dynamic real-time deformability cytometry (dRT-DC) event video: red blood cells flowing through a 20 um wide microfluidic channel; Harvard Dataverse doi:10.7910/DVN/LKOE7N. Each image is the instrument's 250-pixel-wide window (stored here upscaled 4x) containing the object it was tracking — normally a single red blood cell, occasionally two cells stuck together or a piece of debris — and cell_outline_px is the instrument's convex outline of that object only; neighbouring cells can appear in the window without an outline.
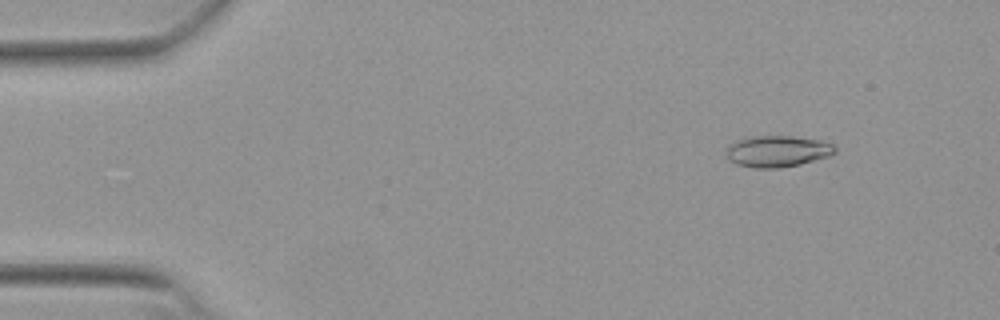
{"species": "Egyptian fruit bat (a non-hibernating species)", "species_latin": "Rousettus aegyptiacus", "temperature_condition": "warm", "stored_images_in_passage": 51, "camera_frame_rate_fps": 3000, "um_per_image_px": 0.085, "animal": {"sex": "female"}, "frame": {"image": 1, "passage_image": 6, "time_ms": 1.667, "image_size_px": [1000, 320], "cell_outline_px": [[836, 152], [828, 156], [800, 164], [776, 168], [756, 168], [736, 164], [728, 160], [724, 152], [736, 140], [752, 136], [792, 136], [820, 140], [832, 144], [836, 148]], "centroid_in_image_um": [66.05, 12.86], "position_along_channel_um": 18.9, "area_um2": 19.83}}
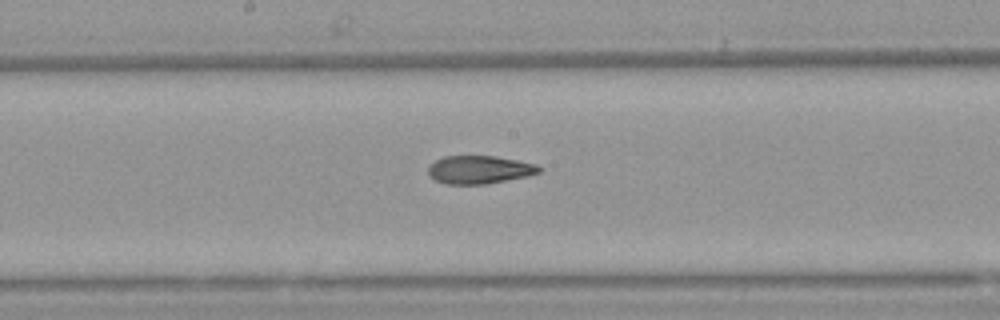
{"frame": {"image": 2, "passage_image": 28, "time_ms": 9.0, "image_size_px": [1000, 320], "cell_outline_px": [[540, 172], [528, 176], [488, 184], [444, 184], [436, 180], [428, 172], [428, 164], [444, 156], [496, 156], [536, 164], [540, 168]], "centroid_in_image_um": [40.74, 14.42], "position_along_channel_um": 207.5, "area_um2": 18.15}}
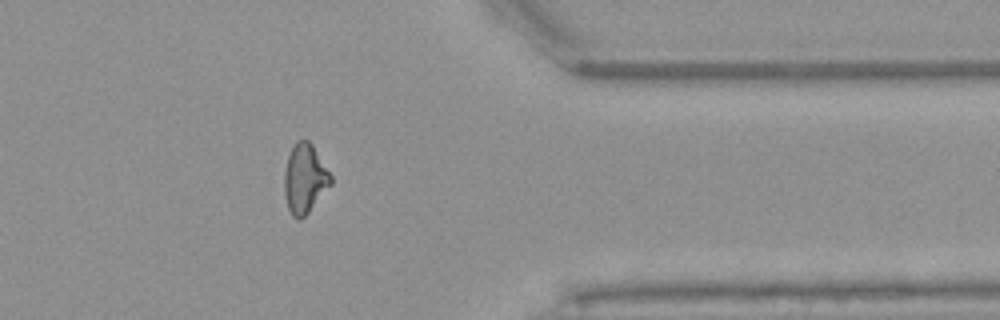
{"frame": {"image": 3, "passage_image": 43, "time_ms": 14.0, "image_size_px": [1000, 320], "cell_outline_px": [[332, 184], [308, 212], [300, 220], [296, 220], [292, 216], [288, 208], [284, 196], [284, 172], [288, 156], [296, 140], [308, 140], [312, 144], [332, 176]], "centroid_in_image_um": [25.89, 15.2], "position_along_channel_um": 385.5, "area_um2": 18.79}}